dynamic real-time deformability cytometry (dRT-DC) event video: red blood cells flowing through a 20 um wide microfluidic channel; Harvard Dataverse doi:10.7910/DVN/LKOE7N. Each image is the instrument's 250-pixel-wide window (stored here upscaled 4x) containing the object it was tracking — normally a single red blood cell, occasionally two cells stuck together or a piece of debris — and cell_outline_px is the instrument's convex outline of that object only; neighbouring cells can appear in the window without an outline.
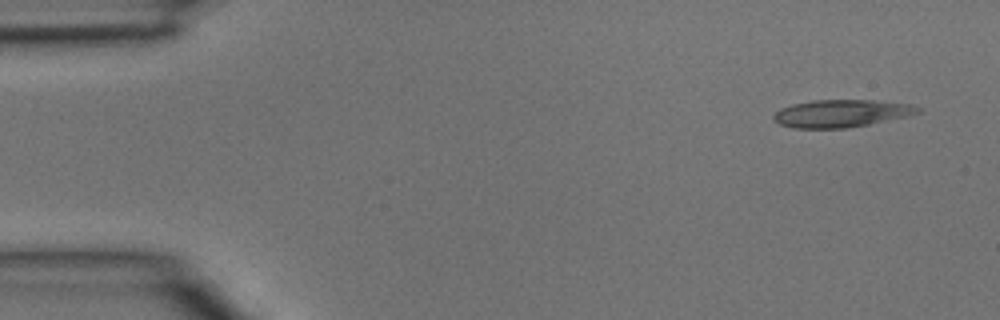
{"species": "common noctule bat (a hibernating species)", "species_latin": "Nyctalus noctula", "temperature_condition": "room temperature", "stored_images_in_passage": 2, "segment_of_instrument_passage": [2, 2], "camera_frame_rate_fps": 3000, "um_per_image_px": 0.085, "animal": {"sex": "male", "body_mass_g": 15.6}, "frame": {"image": 1, "passage_image": 2, "time_ms": 0.333, "image_size_px": [1000, 320], "cell_outline_px": [[920, 112], [908, 116], [848, 128], [792, 128], [780, 124], [772, 120], [772, 116], [780, 108], [792, 104], [816, 100], [872, 100], [908, 104], [920, 108]], "centroid_in_image_um": [71.46, 9.64], "position_along_channel_um": 13.5, "area_um2": 23.0}}